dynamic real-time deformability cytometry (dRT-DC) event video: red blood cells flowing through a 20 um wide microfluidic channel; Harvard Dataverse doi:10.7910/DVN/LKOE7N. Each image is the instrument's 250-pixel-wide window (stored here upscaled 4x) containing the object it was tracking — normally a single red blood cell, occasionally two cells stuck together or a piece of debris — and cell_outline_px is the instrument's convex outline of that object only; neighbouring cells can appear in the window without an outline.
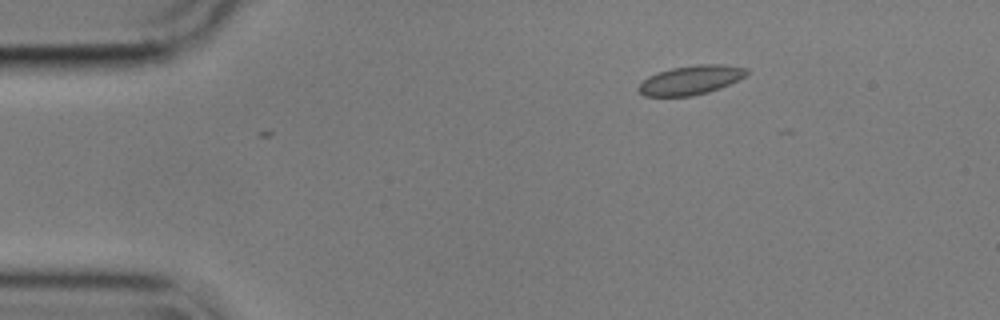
{"species": "common noctule bat (a hibernating species)", "species_latin": "Nyctalus noctula", "temperature_condition": "cold", "stored_images_in_passage": 20, "camera_frame_rate_fps": 3000, "um_per_image_px": 0.085, "animal": {"sex": "male", "body_mass_g": 17.9}, "frame": {"image": 1, "passage_image": 1, "time_ms": 0.0, "image_size_px": [1000, 320], "cell_outline_px": [[748, 72], [744, 76], [720, 88], [708, 92], [692, 96], [644, 96], [636, 88], [648, 76], [672, 68], [696, 64], [724, 64], [748, 68]], "centroid_in_image_um": [58.71, 6.8], "position_along_channel_um": 26.3, "area_um2": 18.21}}
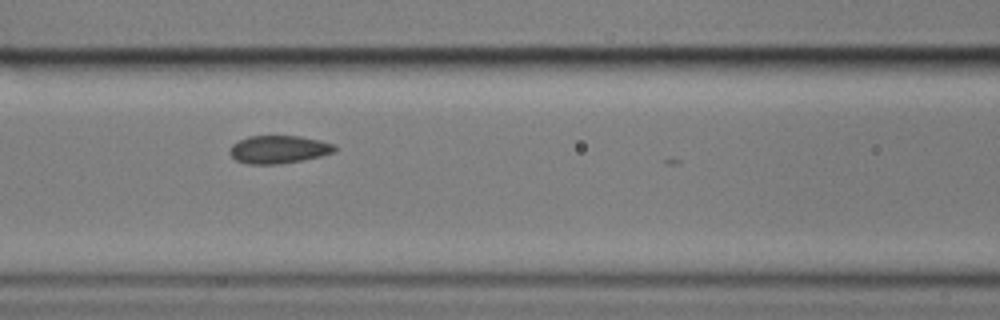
{"frame": {"image": 2, "passage_image": 16, "time_ms": 5.0, "image_size_px": [1000, 320], "cell_outline_px": [[336, 152], [320, 156], [280, 164], [248, 164], [236, 160], [228, 152], [228, 148], [232, 144], [248, 136], [300, 136], [320, 140], [332, 144], [336, 148]], "centroid_in_image_um": [23.65, 12.7], "position_along_channel_um": 142.9, "area_um2": 17.05}}
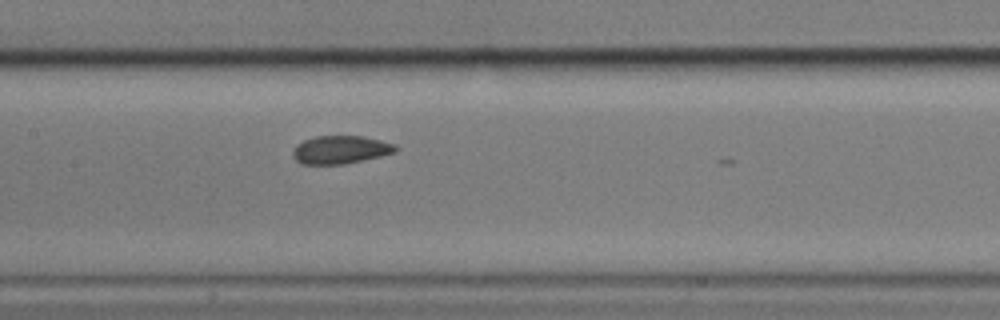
{"frame": {"image": 3, "passage_image": 19, "time_ms": 6.0, "image_size_px": [1000, 320], "cell_outline_px": [[396, 152], [380, 156], [344, 164], [300, 164], [292, 156], [292, 152], [296, 144], [304, 140], [316, 136], [364, 136], [396, 144]], "centroid_in_image_um": [28.92, 12.72], "position_along_channel_um": 178.5, "area_um2": 16.82}}